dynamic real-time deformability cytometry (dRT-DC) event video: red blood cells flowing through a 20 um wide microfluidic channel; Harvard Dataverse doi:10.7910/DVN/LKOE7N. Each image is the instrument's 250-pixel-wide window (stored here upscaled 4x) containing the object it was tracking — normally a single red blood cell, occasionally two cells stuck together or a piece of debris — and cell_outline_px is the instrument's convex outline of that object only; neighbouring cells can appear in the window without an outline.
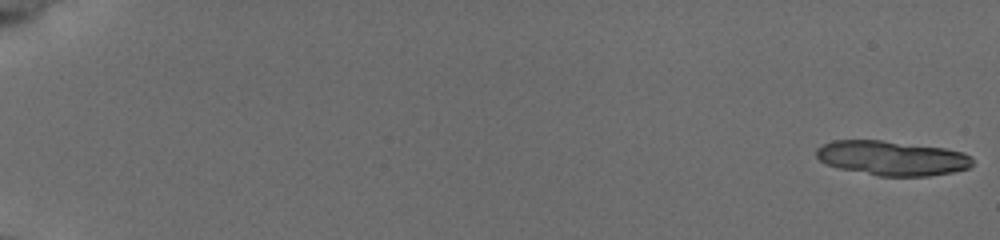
{"species": "common noctule bat (a hibernating species)", "species_latin": "Nyctalus noctula", "temperature_condition": "cold", "stored_images_in_passage": 16, "camera_frame_rate_fps": 3000, "um_per_image_px": 0.085, "animal": {"sex": "female", "body_mass_g": 19.5, "forearm_length_mm": 54.1}, "frame": {"image": 1, "passage_image": 1, "time_ms": 0.0, "image_size_px": [1000, 240], "cell_outline_px": [[972, 164], [968, 168], [952, 172], [928, 176], [876, 176], [840, 168], [824, 164], [816, 156], [816, 148], [832, 140], [880, 140], [944, 148], [964, 152], [972, 156]], "centroid_in_image_um": [75.81, 13.44], "position_along_channel_um": 9.2, "area_um2": 31.56}}